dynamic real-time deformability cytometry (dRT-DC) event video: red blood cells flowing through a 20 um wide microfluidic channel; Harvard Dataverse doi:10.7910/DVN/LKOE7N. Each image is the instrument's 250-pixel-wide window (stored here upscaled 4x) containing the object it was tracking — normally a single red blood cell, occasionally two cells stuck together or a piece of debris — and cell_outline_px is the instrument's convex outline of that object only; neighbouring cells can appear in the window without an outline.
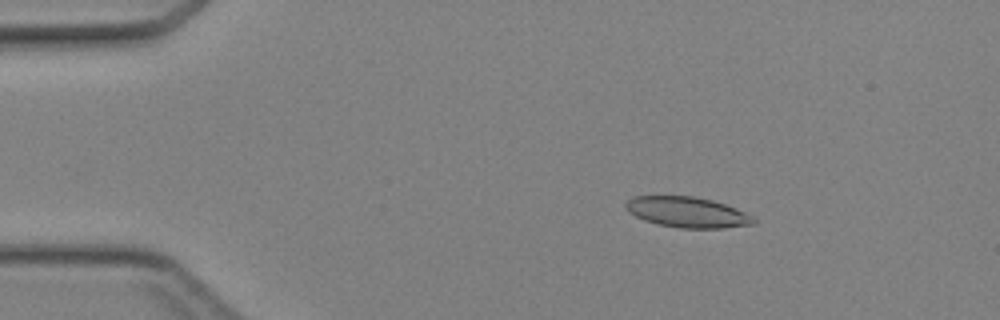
{"species": "Egyptian fruit bat (a non-hibernating species)", "species_latin": "Rousettus aegyptiacus", "temperature_condition": "cold", "stored_images_in_passage": 38, "camera_frame_rate_fps": 3000, "um_per_image_px": 0.085, "animal": {"sex": "female"}, "frame": {"image": 1, "passage_image": 1, "time_ms": 0.0, "image_size_px": [1000, 320], "cell_outline_px": [[756, 224], [724, 228], [680, 228], [660, 224], [644, 220], [628, 212], [624, 208], [624, 204], [632, 196], [692, 196], [712, 200], [724, 204], [744, 212], [752, 216], [756, 220]], "centroid_in_image_um": [58.4, 18.04], "position_along_channel_um": 26.6, "area_um2": 22.72}}
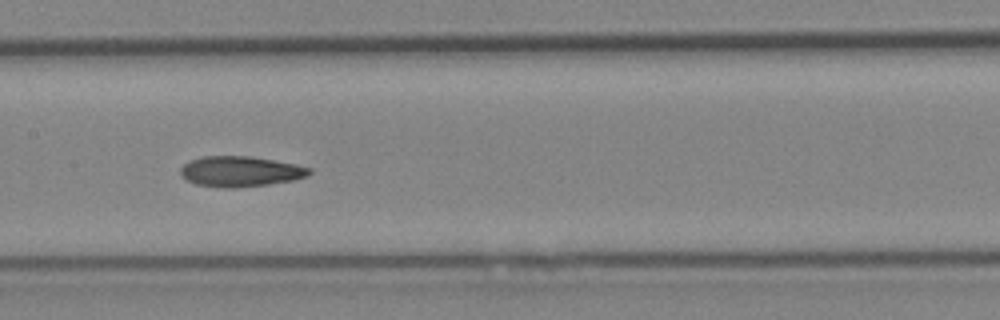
{"frame": {"image": 2, "passage_image": 16, "time_ms": 5.0, "image_size_px": [1000, 320], "cell_outline_px": [[312, 172], [308, 176], [292, 180], [268, 184], [236, 188], [220, 188], [196, 184], [188, 180], [180, 172], [180, 168], [188, 160], [204, 156], [248, 156], [296, 164], [312, 168]], "centroid_in_image_um": [20.43, 14.57], "position_along_channel_um": 187.0, "area_um2": 22.83}}
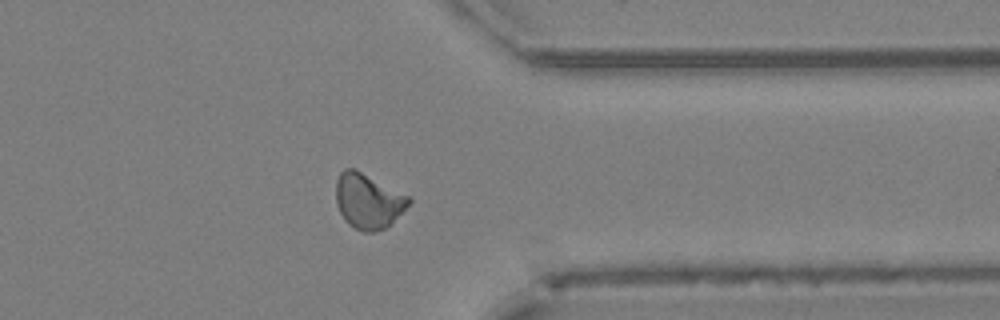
{"frame": {"image": 3, "passage_image": 29, "time_ms": 9.333, "image_size_px": [1000, 320], "cell_outline_px": [[412, 200], [384, 228], [376, 232], [364, 232], [348, 224], [344, 220], [336, 204], [336, 180], [340, 172], [344, 168], [356, 168], [412, 196]], "centroid_in_image_um": [31.27, 17.04], "position_along_channel_um": 380.1, "area_um2": 23.52}}